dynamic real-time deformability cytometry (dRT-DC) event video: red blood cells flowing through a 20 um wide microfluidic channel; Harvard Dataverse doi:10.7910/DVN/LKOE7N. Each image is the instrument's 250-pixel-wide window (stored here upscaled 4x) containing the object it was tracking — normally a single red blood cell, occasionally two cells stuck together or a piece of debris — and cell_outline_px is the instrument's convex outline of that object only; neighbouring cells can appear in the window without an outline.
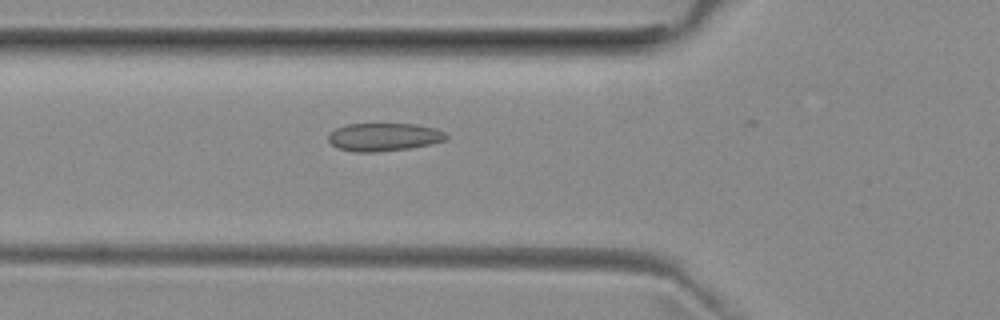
{"species": "common noctule bat (a hibernating species)", "species_latin": "Nyctalus noctula", "temperature_condition": "room temperature", "stored_images_in_passage": 14, "camera_frame_rate_fps": 3000, "um_per_image_px": 0.085, "animal": {"sex": "female", "body_mass_g": 29.2, "forearm_length_mm": 56.3}, "frame": {"image": 1, "passage_image": 13, "time_ms": 4.0, "image_size_px": [1000, 320], "cell_outline_px": [[448, 140], [432, 144], [408, 148], [376, 152], [352, 152], [336, 148], [328, 140], [328, 136], [336, 128], [344, 124], [416, 124], [436, 128], [444, 132], [448, 136]], "centroid_in_image_um": [32.64, 11.65], "position_along_channel_um": 93.2, "area_um2": 19.42}}